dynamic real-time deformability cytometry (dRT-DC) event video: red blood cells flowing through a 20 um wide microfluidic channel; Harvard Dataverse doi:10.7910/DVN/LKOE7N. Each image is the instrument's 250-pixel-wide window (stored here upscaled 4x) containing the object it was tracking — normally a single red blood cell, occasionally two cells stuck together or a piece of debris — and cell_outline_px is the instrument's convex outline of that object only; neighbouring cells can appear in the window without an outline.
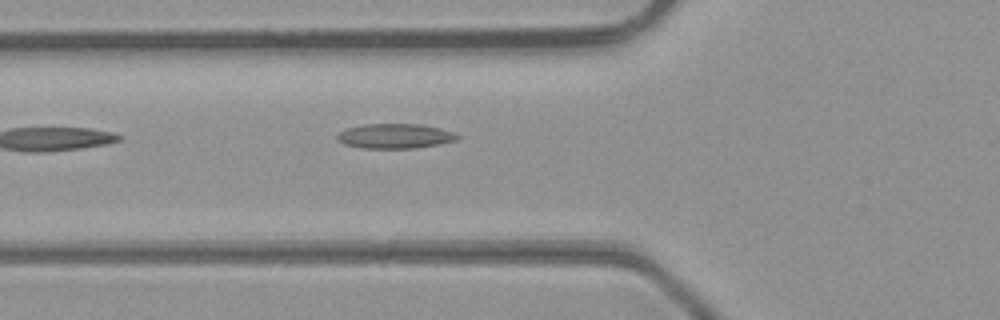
{"species": "common noctule bat (a hibernating species)", "species_latin": "Nyctalus noctula", "temperature_condition": "room temperature", "stored_images_in_passage": 7, "camera_frame_rate_fps": 3000, "um_per_image_px": 0.085, "animal": {"sex": "male", "body_mass_g": 23.1, "forearm_length_mm": 52.7}, "frame": {"image": 1, "passage_image": 3, "time_ms": 0.667, "image_size_px": [1000, 320], "cell_outline_px": [[460, 136], [456, 140], [416, 148], [360, 148], [344, 144], [336, 136], [344, 128], [364, 124], [420, 124], [440, 128], [456, 132]], "centroid_in_image_um": [33.57, 11.56], "position_along_channel_um": 92.2, "area_um2": 17.34}}